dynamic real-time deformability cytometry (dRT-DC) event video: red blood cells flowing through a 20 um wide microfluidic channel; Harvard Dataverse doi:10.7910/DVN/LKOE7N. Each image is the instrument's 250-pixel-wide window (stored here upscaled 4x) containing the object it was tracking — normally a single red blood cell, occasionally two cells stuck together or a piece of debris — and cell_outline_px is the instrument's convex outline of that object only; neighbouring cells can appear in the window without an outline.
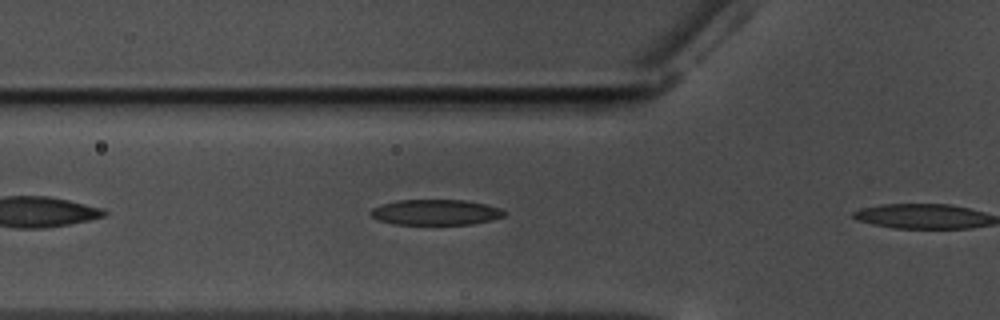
{"species": "common noctule bat (a hibernating species)", "species_latin": "Nyctalus noctula", "temperature_condition": "warm", "stored_images_in_passage": 10, "camera_frame_rate_fps": 3000, "um_per_image_px": 0.085, "animal": {"sex": "male", "body_mass_g": 17.5, "forearm_length_mm": 52.3}, "frame": {"image": 1, "passage_image": 9, "time_ms": 2.667, "image_size_px": [1000, 320], "cell_outline_px": [[508, 212], [504, 216], [492, 220], [472, 224], [392, 224], [380, 220], [372, 216], [368, 212], [372, 208], [380, 204], [396, 200], [464, 200], [484, 204], [500, 208]], "centroid_in_image_um": [37.02, 18.04], "position_along_channel_um": 88.8, "area_um2": 19.94}}